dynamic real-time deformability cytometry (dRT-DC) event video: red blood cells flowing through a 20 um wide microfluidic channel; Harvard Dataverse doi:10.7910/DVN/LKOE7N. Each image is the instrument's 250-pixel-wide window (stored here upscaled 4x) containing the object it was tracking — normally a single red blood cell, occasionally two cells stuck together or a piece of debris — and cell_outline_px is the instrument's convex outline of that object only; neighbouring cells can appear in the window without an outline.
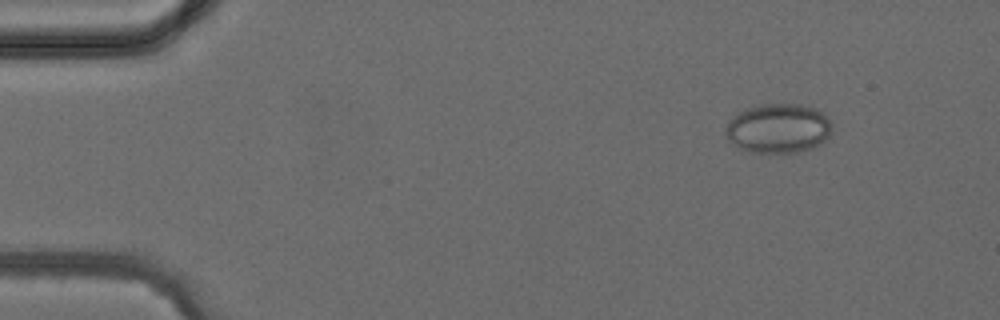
{"species": "common noctule bat (a hibernating species)", "species_latin": "Nyctalus noctula", "temperature_condition": "cold", "stored_images_in_passage": 3, "camera_frame_rate_fps": 3000, "um_per_image_px": 0.085, "animal": {"sex": "female", "body_mass_g": 24.6, "forearm_length_mm": 56.2}, "frame": {"image": 1, "passage_image": 1, "time_ms": 0.0, "image_size_px": [1000, 320], "cell_outline_px": [[828, 136], [820, 144], [812, 148], [800, 152], [748, 152], [740, 148], [728, 140], [724, 132], [724, 128], [728, 120], [740, 112], [748, 108], [760, 104], [800, 104], [816, 108], [828, 120]], "centroid_in_image_um": [66.08, 10.91], "position_along_channel_um": 18.9, "area_um2": 30.35}}
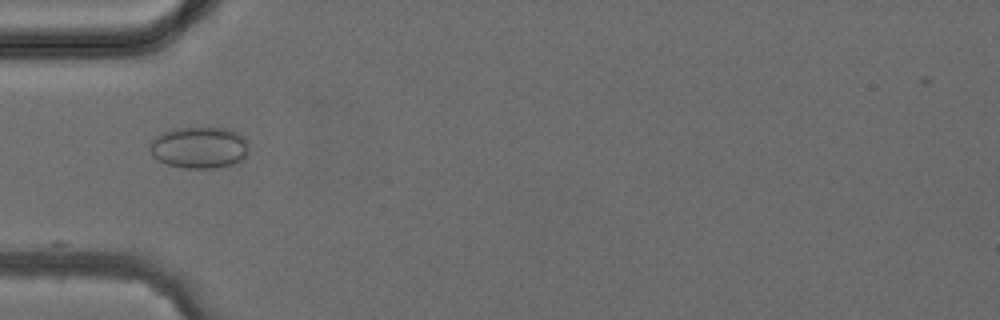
{"frame": {"image": 2, "passage_image": 3, "time_ms": 3.0, "image_size_px": [1000, 320], "cell_outline_px": [[248, 152], [244, 160], [236, 164], [216, 168], [184, 168], [168, 164], [152, 156], [148, 148], [152, 140], [160, 132], [172, 128], [224, 128], [236, 132], [244, 136], [248, 140]], "centroid_in_image_um": [16.96, 12.54], "position_along_channel_um": 68.0, "area_um2": 24.39}}